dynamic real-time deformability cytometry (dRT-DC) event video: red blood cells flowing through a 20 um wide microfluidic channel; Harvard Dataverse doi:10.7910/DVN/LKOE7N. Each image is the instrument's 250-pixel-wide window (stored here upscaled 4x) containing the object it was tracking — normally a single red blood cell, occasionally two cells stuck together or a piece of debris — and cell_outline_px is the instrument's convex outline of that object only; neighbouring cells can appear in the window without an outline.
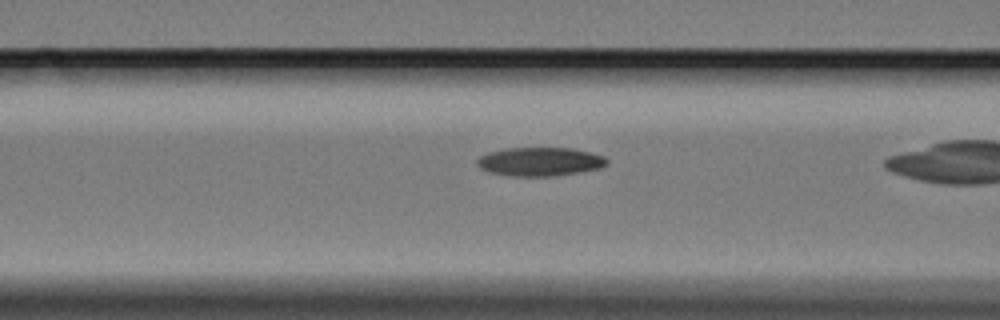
{"species": "Egyptian fruit bat (a non-hibernating species)", "species_latin": "Rousettus aegyptiacus", "temperature_condition": "cold", "stored_images_in_passage": 29, "camera_frame_rate_fps": 3000, "um_per_image_px": 0.085, "animal": {"sex": "female"}, "frame": {"image": 1, "passage_image": 6, "time_ms": 1.667, "image_size_px": [1000, 320], "cell_outline_px": [[608, 164], [600, 168], [552, 176], [512, 176], [488, 172], [480, 168], [476, 164], [476, 160], [480, 156], [488, 152], [504, 148], [572, 148], [604, 156], [608, 160]], "centroid_in_image_um": [45.85, 13.73], "position_along_channel_um": 120.7, "area_um2": 21.68}}
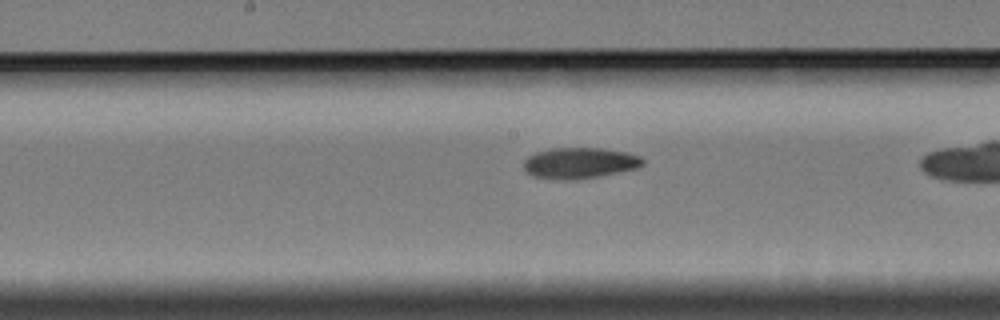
{"frame": {"image": 2, "passage_image": 13, "time_ms": 4.0, "image_size_px": [1000, 320], "cell_outline_px": [[644, 164], [636, 168], [600, 176], [576, 180], [568, 180], [532, 176], [524, 168], [524, 160], [528, 156], [536, 152], [548, 148], [604, 148], [628, 152], [640, 156], [644, 160]], "centroid_in_image_um": [49.28, 13.84], "position_along_channel_um": 198.9, "area_um2": 21.56}}
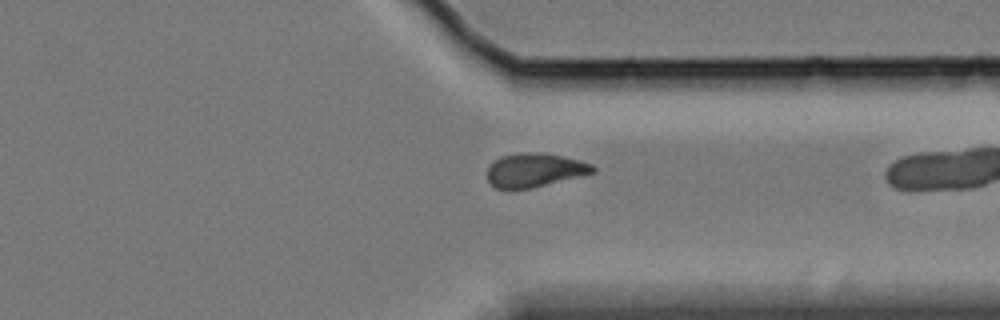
{"frame": {"image": 3, "passage_image": 28, "time_ms": 9.0, "image_size_px": [1000, 320], "cell_outline_px": [[596, 172], [532, 188], [496, 188], [488, 180], [488, 164], [500, 156], [520, 152], [544, 152], [580, 160], [592, 164], [596, 168]], "centroid_in_image_um": [45.45, 14.43], "position_along_channel_um": 365.9, "area_um2": 20.87}}